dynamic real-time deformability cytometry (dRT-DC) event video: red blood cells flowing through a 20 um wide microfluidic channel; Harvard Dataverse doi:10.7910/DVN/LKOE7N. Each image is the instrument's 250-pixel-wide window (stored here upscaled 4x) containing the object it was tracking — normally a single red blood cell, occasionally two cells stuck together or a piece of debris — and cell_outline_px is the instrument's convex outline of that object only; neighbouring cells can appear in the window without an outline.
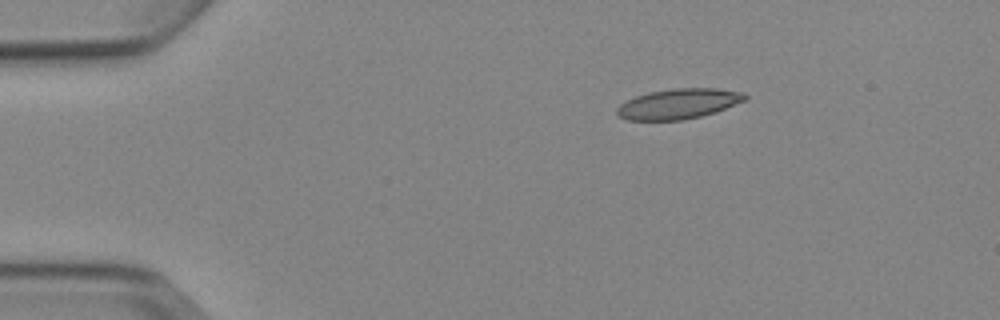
{"species": "Egyptian fruit bat (a non-hibernating species)", "species_latin": "Rousettus aegyptiacus", "temperature_condition": "cold", "stored_images_in_passage": 3, "camera_frame_rate_fps": 3000, "um_per_image_px": 0.085, "animal": {"sex": "female"}, "frame": {"image": 1, "passage_image": 1, "time_ms": 0.0, "image_size_px": [1000, 320], "cell_outline_px": [[748, 96], [744, 100], [716, 112], [684, 120], [628, 120], [616, 116], [616, 108], [620, 104], [636, 96], [648, 92], [672, 88], [716, 88], [744, 92]], "centroid_in_image_um": [57.65, 8.82], "position_along_channel_um": 27.4, "area_um2": 22.6}}